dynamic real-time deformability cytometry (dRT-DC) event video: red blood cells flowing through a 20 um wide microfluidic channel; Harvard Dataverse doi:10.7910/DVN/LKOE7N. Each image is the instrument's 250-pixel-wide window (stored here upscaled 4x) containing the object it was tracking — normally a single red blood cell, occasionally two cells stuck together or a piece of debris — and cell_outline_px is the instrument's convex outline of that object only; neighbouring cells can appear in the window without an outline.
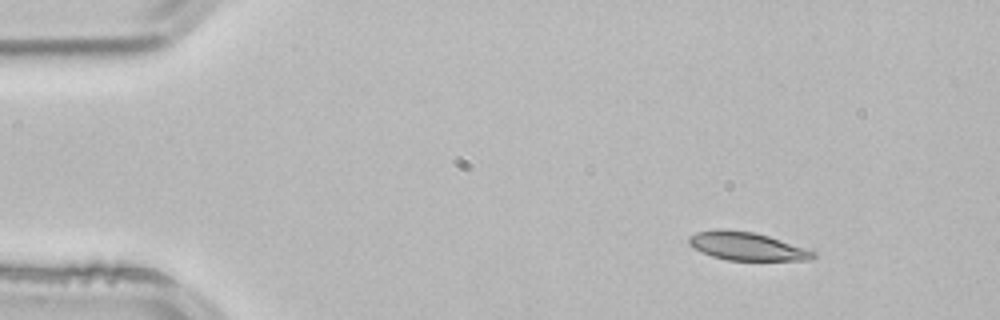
{"species": "common noctule bat (a hibernating species)", "species_latin": "Nyctalus noctula", "temperature_condition": "room temperature", "stored_images_in_passage": 4, "camera_frame_rate_fps": 3000, "um_per_image_px": 0.085, "animal": {"sex": "male", "body_mass_g": 21.5, "forearm_length_mm": 52.0}, "frame": {"image": 1, "passage_image": 1, "time_ms": 0.0, "image_size_px": [1000, 320], "cell_outline_px": [[816, 256], [812, 260], [728, 260], [712, 256], [692, 248], [688, 244], [688, 236], [696, 232], [716, 228], [724, 228], [752, 232], [768, 236], [816, 252]], "centroid_in_image_um": [63.41, 20.92], "position_along_channel_um": 21.6, "area_um2": 20.46}}
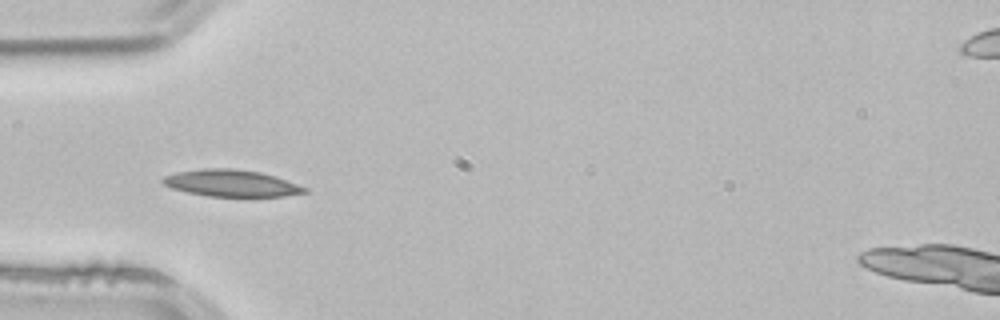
{"frame": {"image": 2, "passage_image": 3, "time_ms": 0.667, "image_size_px": [1000, 320], "cell_outline_px": [[308, 192], [284, 196], [208, 196], [188, 192], [172, 188], [164, 184], [160, 180], [164, 176], [176, 172], [204, 168], [232, 168], [260, 172], [276, 176], [308, 188]], "centroid_in_image_um": [19.67, 15.56], "position_along_channel_um": 65.3, "area_um2": 22.08}}